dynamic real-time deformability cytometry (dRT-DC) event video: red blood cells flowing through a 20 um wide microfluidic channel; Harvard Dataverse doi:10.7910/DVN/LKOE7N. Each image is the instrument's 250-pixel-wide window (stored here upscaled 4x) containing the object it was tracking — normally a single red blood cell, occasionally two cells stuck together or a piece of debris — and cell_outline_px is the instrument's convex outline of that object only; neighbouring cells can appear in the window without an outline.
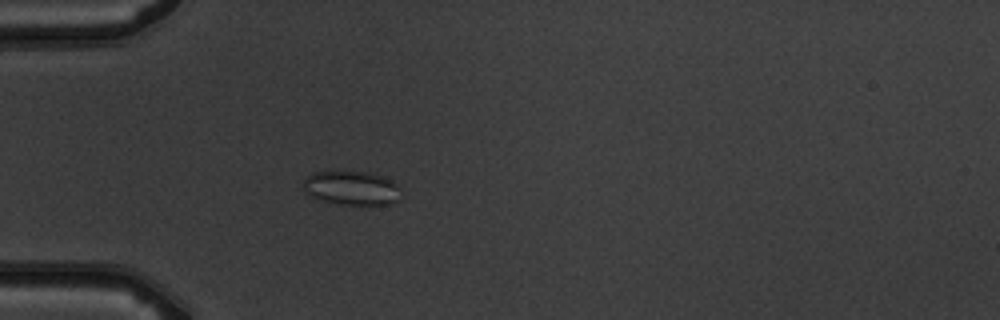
{"species": "common noctule bat (a hibernating species)", "species_latin": "Nyctalus noctula", "temperature_condition": "warm", "stored_images_in_passage": 5, "camera_frame_rate_fps": 3000, "um_per_image_px": 0.085, "animal": {"sex": "male", "body_mass_g": 19.5, "forearm_length_mm": 54.6}, "frame": {"image": 1, "passage_image": 5, "time_ms": 4.667, "image_size_px": [1000, 320], "cell_outline_px": [[396, 200], [388, 204], [340, 204], [320, 200], [304, 192], [300, 188], [304, 180], [312, 172], [364, 172], [380, 176], [392, 180], [396, 184]], "centroid_in_image_um": [29.76, 15.98], "position_along_channel_um": 55.2, "area_um2": 18.84}}